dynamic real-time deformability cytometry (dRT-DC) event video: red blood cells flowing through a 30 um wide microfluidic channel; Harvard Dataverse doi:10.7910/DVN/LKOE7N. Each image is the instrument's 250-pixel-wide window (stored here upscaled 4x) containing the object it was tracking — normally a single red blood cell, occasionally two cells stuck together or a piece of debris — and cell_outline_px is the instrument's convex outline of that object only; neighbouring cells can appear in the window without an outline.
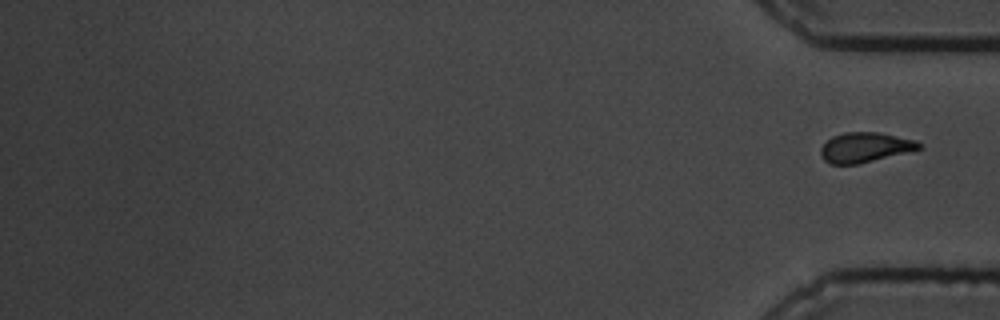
{"species": "common noctule bat (a hibernating species)", "species_latin": "Nyctalus noctula", "temperature_condition": "cold", "stored_images_in_passage": 15, "segment_of_instrument_passage": [2, 2], "camera_frame_rate_fps": 3000, "um_per_image_px": 0.085, "animal": {"sex": "male", "body_mass_g": 19.5, "forearm_length_mm": 54.6}, "frame": {"image": 1, "passage_image": 15, "time_ms": 18.0, "image_size_px": [1000, 320], "cell_outline_px": [[924, 144], [920, 148], [856, 164], [828, 164], [820, 156], [820, 148], [832, 136], [844, 132], [880, 132], [916, 140]], "centroid_in_image_um": [73.48, 12.51], "position_along_channel_um": 361.7, "area_um2": 16.94}}